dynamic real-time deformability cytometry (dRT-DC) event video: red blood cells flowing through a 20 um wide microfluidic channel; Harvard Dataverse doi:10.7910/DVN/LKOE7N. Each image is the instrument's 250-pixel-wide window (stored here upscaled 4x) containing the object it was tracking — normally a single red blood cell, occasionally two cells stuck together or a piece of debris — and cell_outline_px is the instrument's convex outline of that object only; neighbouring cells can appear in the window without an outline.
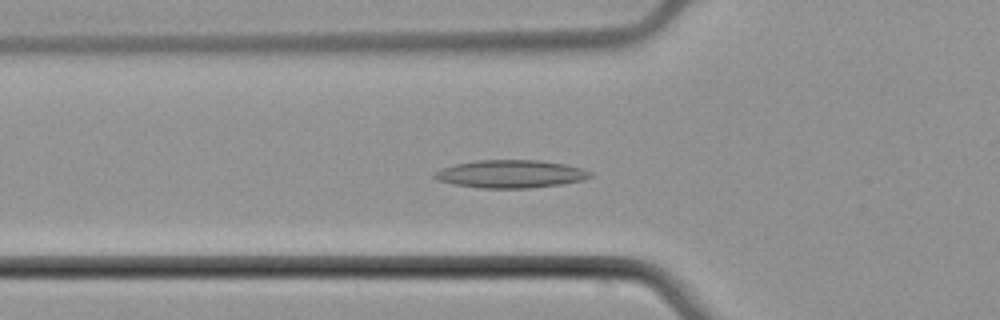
{"species": "common noctule bat (a hibernating species)", "species_latin": "Nyctalus noctula", "temperature_condition": "cold", "stored_images_in_passage": 48, "segment_of_instrument_passage": [1, 2], "camera_frame_rate_fps": 3000, "um_per_image_px": 0.085, "animal": {"sex": "male", "body_mass_g": 21.5, "forearm_length_mm": 52.0}, "frame": {"image": 1, "passage_image": 19, "time_ms": 6.0, "image_size_px": [1000, 320], "cell_outline_px": [[592, 176], [584, 180], [560, 184], [528, 188], [480, 188], [456, 184], [436, 180], [432, 176], [440, 168], [456, 164], [476, 160], [540, 160], [564, 164], [580, 168], [592, 172]], "centroid_in_image_um": [43.39, 14.78], "position_along_channel_um": 82.4, "area_um2": 25.2}}
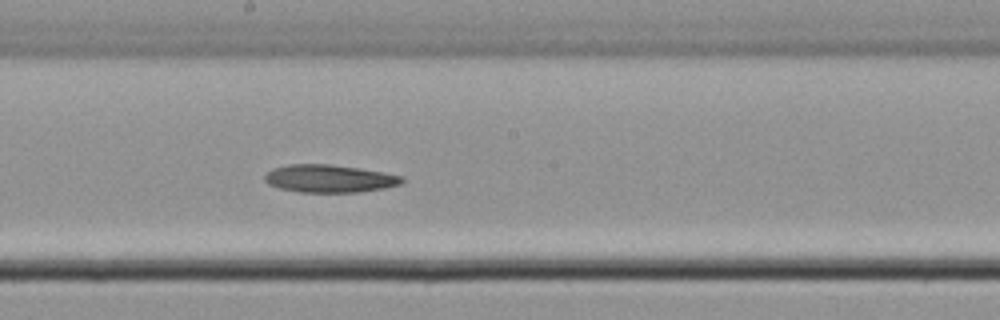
{"frame": {"image": 2, "passage_image": 30, "time_ms": 9.667, "image_size_px": [1000, 320], "cell_outline_px": [[404, 180], [400, 184], [384, 188], [360, 192], [300, 192], [280, 188], [268, 184], [264, 180], [264, 176], [272, 168], [288, 164], [328, 164], [360, 168], [400, 176]], "centroid_in_image_um": [27.95, 15.18], "position_along_channel_um": 220.3, "area_um2": 22.02}}
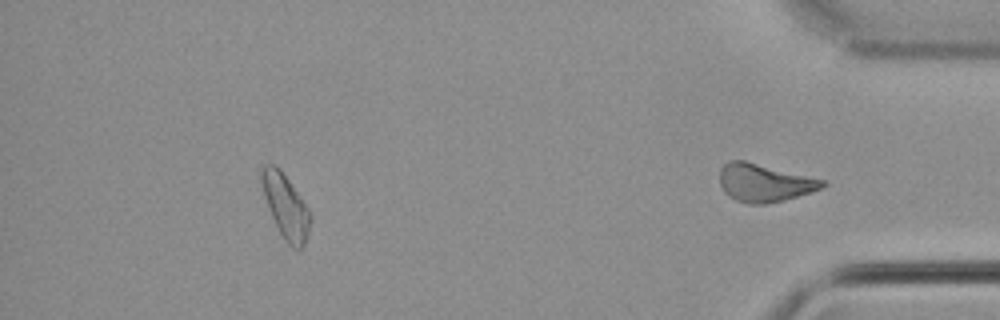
{"frame": {"image": 3, "passage_image": 42, "time_ms": 13.667, "image_size_px": [1000, 320], "cell_outline_px": [[312, 216], [308, 232], [304, 244], [300, 252], [296, 252], [284, 240], [272, 216], [264, 196], [260, 180], [260, 164], [272, 164], [280, 168], [300, 196], [308, 208]], "centroid_in_image_um": [24.27, 17.53], "position_along_channel_um": 410.9, "area_um2": 18.32}}